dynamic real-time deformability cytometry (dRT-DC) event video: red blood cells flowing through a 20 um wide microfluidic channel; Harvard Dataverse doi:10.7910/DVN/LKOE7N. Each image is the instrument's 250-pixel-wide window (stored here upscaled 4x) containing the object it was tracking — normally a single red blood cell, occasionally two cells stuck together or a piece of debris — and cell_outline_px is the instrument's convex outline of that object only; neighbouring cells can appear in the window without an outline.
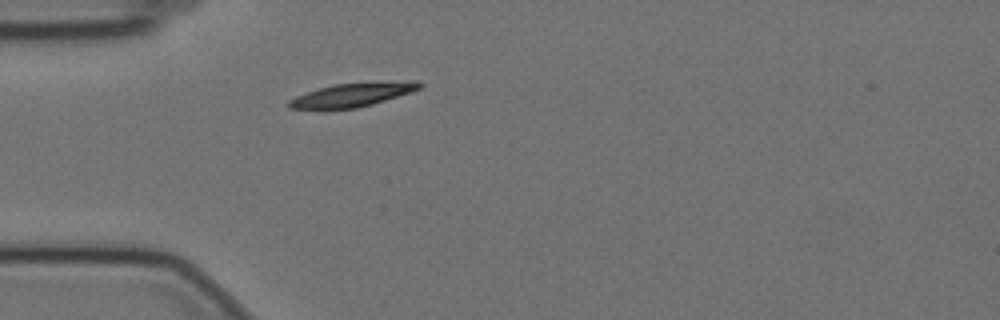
{"species": "Egyptian fruit bat (a non-hibernating species)", "species_latin": "Rousettus aegyptiacus", "temperature_condition": "cold", "stored_images_in_passage": 43, "camera_frame_rate_fps": 3000, "um_per_image_px": 0.085, "animal": {"sex": "female"}, "frame": {"image": 1, "passage_image": 1, "time_ms": 0.0, "image_size_px": [1000, 320], "cell_outline_px": [[424, 84], [420, 88], [412, 92], [372, 104], [356, 108], [320, 112], [288, 108], [284, 104], [288, 100], [296, 96], [320, 88], [336, 84]], "centroid_in_image_um": [29.6, 8.19], "position_along_channel_um": 55.4, "area_um2": 17.46}}
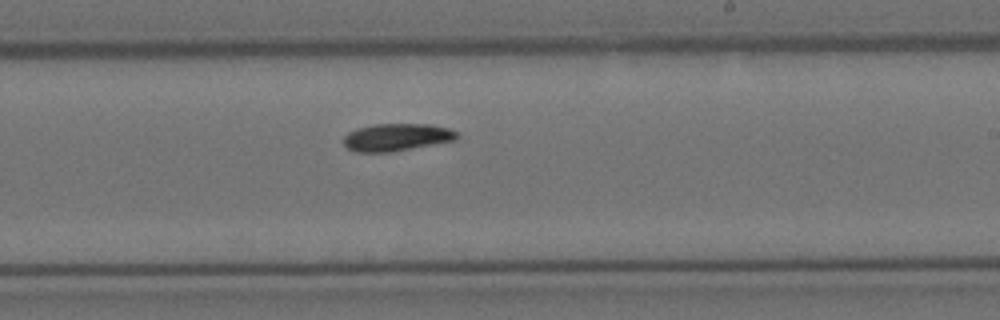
{"frame": {"image": 2, "passage_image": 19, "time_ms": 6.0, "image_size_px": [1000, 320], "cell_outline_px": [[460, 136], [456, 140], [392, 152], [356, 152], [348, 148], [344, 144], [344, 136], [348, 132], [356, 128], [372, 124], [428, 124], [448, 128], [456, 132]], "centroid_in_image_um": [33.7, 11.66], "position_along_channel_um": 255.3, "area_um2": 18.21}}
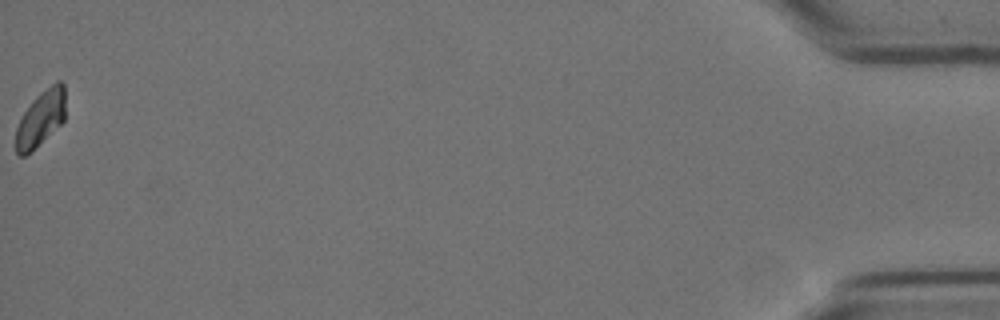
{"frame": {"image": 3, "passage_image": 43, "time_ms": 14.0, "image_size_px": [1000, 320], "cell_outline_px": [[64, 120], [60, 124], [24, 156], [20, 156], [16, 152], [16, 128], [24, 112], [32, 100], [40, 92], [56, 80], [60, 80], [64, 84]], "centroid_in_image_um": [3.46, 10.0], "position_along_channel_um": 431.7, "area_um2": 15.66}, "authors_computed_cell_mechanics": {"area_um2": 17.6868, "velocity_mm_per_s": 3.444, "shape_relaxation_time_tau1_ms": 5.0677, "shape_relaxation_time_tau2_ms": null, "deformation_change_tau1": 0.1295, "deformation_change_tau2": null}}